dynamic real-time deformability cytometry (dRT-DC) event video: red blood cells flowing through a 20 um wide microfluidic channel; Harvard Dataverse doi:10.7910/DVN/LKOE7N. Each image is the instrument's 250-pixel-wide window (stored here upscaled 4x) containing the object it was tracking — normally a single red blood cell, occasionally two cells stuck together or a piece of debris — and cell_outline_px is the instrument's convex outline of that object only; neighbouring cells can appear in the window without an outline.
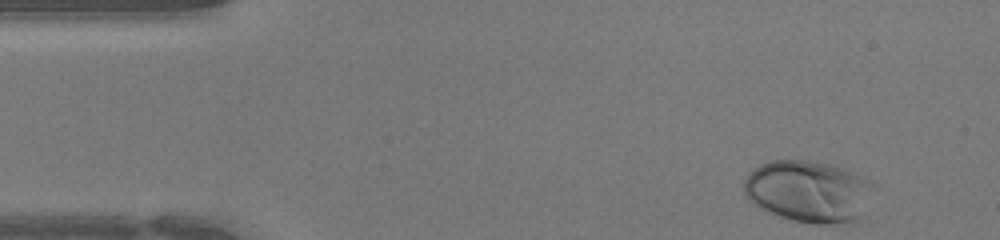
{"species": "human", "species_latin": "Homo sapiens", "temperature_condition": "warm", "stored_images_in_passage": 35, "camera_frame_rate_fps": 3000, "um_per_image_px": 0.085, "donor": {"sex": "female"}, "frame": {"image": 1, "passage_image": 1, "time_ms": 0.0, "image_size_px": [1000, 240], "cell_outline_px": [[872, 188], [860, 216], [856, 220], [848, 224], [816, 224], [792, 220], [780, 216], [760, 208], [752, 204], [748, 200], [744, 192], [744, 180], [760, 164], [772, 160], [808, 160], [832, 164], [860, 176], [868, 180], [872, 184]], "centroid_in_image_um": [68.68, 16.27], "position_along_channel_um": 16.3, "area_um2": 46.3}}
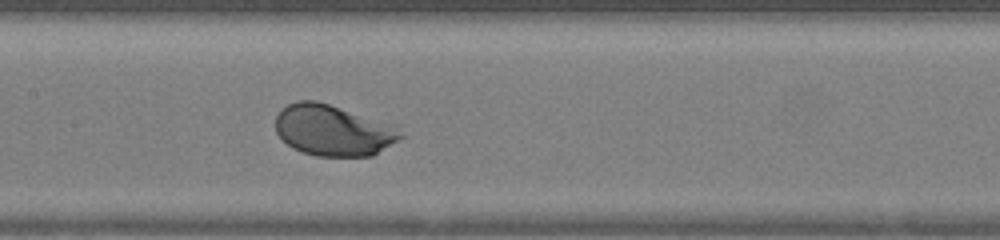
{"frame": {"image": 2, "passage_image": 18, "time_ms": 5.667, "image_size_px": [1000, 240], "cell_outline_px": [[404, 136], [400, 140], [372, 156], [316, 156], [292, 148], [276, 132], [276, 116], [288, 104], [296, 100], [316, 100], [396, 124]], "centroid_in_image_um": [28.37, 11.07], "position_along_channel_um": 179.0, "area_um2": 37.45}}
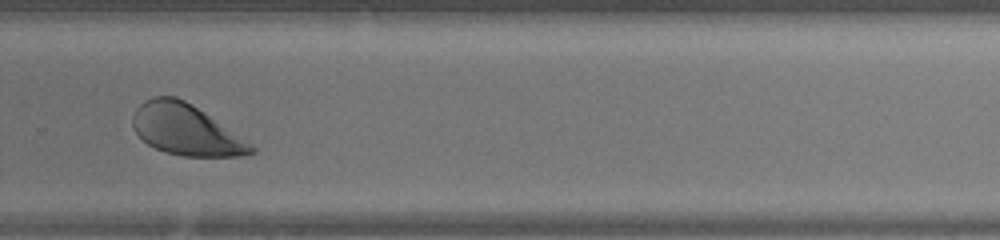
{"frame": {"image": 3, "passage_image": 27, "time_ms": 8.667, "image_size_px": [1000, 240], "cell_outline_px": [[256, 152], [248, 156], [180, 156], [164, 152], [148, 144], [136, 132], [132, 124], [132, 116], [136, 108], [144, 100], [152, 96], [176, 96], [184, 100], [252, 144], [256, 148]], "centroid_in_image_um": [15.78, 11.04], "position_along_channel_um": 314.0, "area_um2": 34.74}}